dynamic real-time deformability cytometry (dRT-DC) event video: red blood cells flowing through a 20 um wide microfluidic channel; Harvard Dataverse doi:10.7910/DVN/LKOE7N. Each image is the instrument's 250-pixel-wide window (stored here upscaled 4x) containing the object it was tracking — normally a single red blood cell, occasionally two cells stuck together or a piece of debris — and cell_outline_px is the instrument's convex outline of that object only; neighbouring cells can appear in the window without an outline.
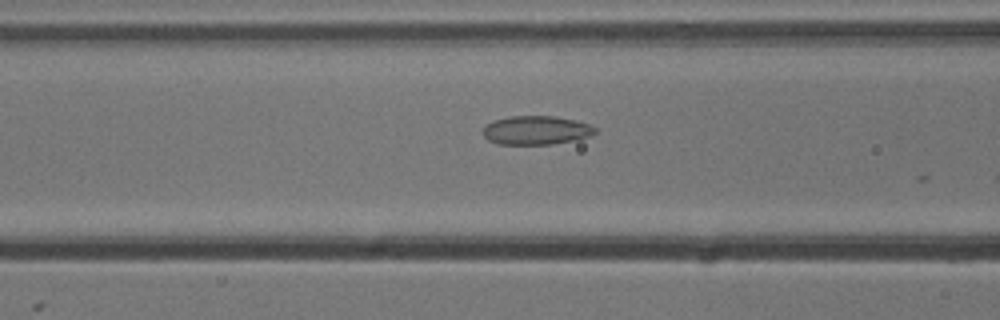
{"species": "common noctule bat (a hibernating species)", "species_latin": "Nyctalus noctula", "temperature_condition": "cold", "stored_images_in_passage": 6, "camera_frame_rate_fps": 3000, "um_per_image_px": 0.085, "animal": {"sex": "male", "body_mass_g": 13.3}, "frame": {"image": 1, "passage_image": 5, "time_ms": 1.333, "image_size_px": [1000, 320], "cell_outline_px": [[596, 132], [592, 136], [576, 140], [552, 144], [500, 144], [488, 140], [484, 136], [484, 128], [492, 120], [508, 116], [556, 116], [576, 120], [588, 124], [596, 128]], "centroid_in_image_um": [45.61, 11.06], "position_along_channel_um": 121.0, "area_um2": 18.9}}